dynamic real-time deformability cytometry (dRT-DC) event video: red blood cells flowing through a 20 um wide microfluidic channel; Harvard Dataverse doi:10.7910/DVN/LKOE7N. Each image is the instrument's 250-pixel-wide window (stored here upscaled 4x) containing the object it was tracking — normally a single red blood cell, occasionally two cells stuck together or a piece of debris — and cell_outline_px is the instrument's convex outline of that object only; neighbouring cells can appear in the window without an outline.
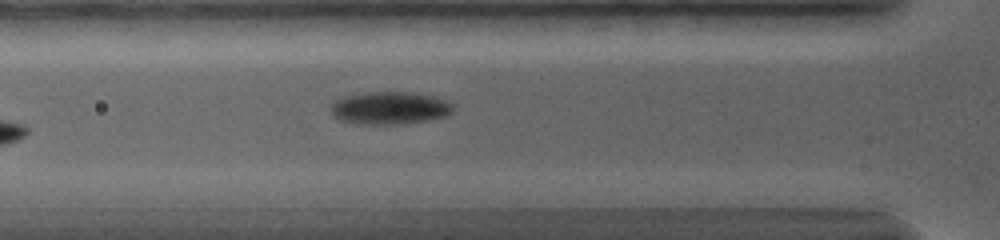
{"species": "common noctule bat (a hibernating species)", "species_latin": "Nyctalus noctula", "temperature_condition": "warm", "stored_images_in_passage": 6, "camera_frame_rate_fps": 5000, "um_per_image_px": 0.085, "animal": {"sex": "female", "body_mass_g": 19.0, "forearm_length_mm": 56.7}, "frame": {"image": 1, "passage_image": 6, "time_ms": 4.6, "image_size_px": [1000, 240], "cell_outline_px": [[452, 112], [448, 116], [428, 120], [404, 124], [356, 124], [340, 120], [332, 116], [332, 104], [336, 100], [348, 96], [376, 92], [396, 92], [424, 96], [440, 100], [452, 104]], "centroid_in_image_um": [33.08, 9.23], "position_along_channel_um": 92.7, "area_um2": 22.48}}